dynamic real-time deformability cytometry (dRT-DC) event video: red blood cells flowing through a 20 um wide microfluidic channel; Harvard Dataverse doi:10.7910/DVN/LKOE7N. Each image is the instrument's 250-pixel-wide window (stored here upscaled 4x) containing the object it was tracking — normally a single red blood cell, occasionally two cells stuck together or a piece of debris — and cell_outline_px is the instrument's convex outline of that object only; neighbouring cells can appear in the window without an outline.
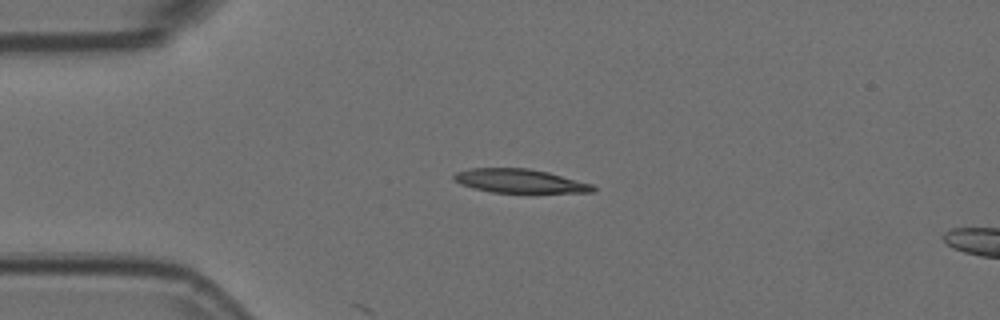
{"species": "Egyptian fruit bat (a non-hibernating species)", "species_latin": "Rousettus aegyptiacus", "temperature_condition": "room temperature", "stored_images_in_passage": 42, "camera_frame_rate_fps": 3000, "um_per_image_px": 0.085, "animal": {"sex": "female"}, "frame": {"image": 1, "passage_image": 1, "time_ms": 0.0, "image_size_px": [1000, 320], "cell_outline_px": [[596, 192], [492, 192], [472, 188], [460, 184], [452, 180], [452, 176], [456, 172], [472, 168], [528, 168], [548, 172], [592, 184], [596, 188]], "centroid_in_image_um": [44.13, 15.38], "position_along_channel_um": 40.9, "area_um2": 19.19}}
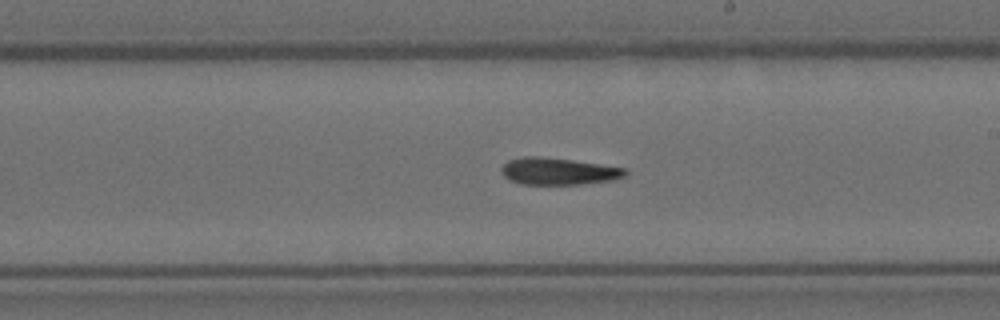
{"frame": {"image": 2, "passage_image": 19, "time_ms": 6.0, "image_size_px": [1000, 320], "cell_outline_px": [[628, 172], [624, 176], [612, 180], [580, 184], [520, 184], [508, 180], [504, 176], [500, 168], [508, 160], [524, 156], [536, 156], [572, 160], [628, 168]], "centroid_in_image_um": [47.45, 14.56], "position_along_channel_um": 241.6, "area_um2": 19.48}}
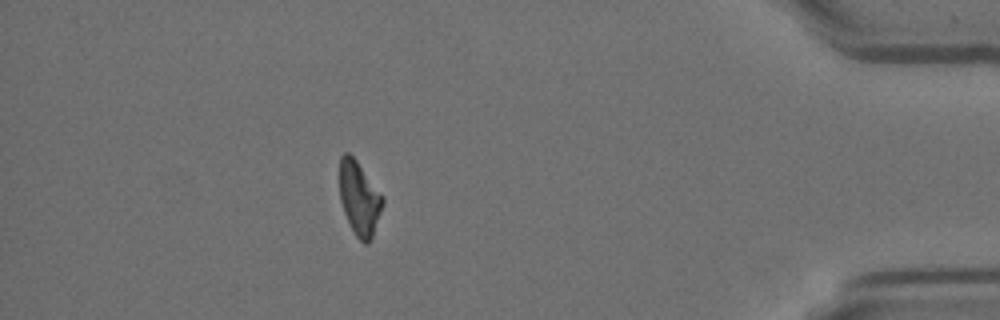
{"frame": {"image": 3, "passage_image": 36, "time_ms": 11.667, "image_size_px": [1000, 320], "cell_outline_px": [[384, 204], [372, 236], [368, 244], [364, 244], [356, 236], [344, 212], [340, 200], [340, 156], [344, 152], [348, 152], [356, 160], [384, 196]], "centroid_in_image_um": [30.55, 16.85], "position_along_channel_um": 404.6, "area_um2": 18.44}, "authors_computed_cell_mechanics": {"area_um2": 19.4786, "velocity_mm_per_s": 3.7477, "shape_relaxation_time_tau1_ms": 4.6282, "shape_relaxation_time_tau2_ms": 9.6949, "deformation_change_tau1": 0.1816, "deformation_change_tau2": 0.1874}}